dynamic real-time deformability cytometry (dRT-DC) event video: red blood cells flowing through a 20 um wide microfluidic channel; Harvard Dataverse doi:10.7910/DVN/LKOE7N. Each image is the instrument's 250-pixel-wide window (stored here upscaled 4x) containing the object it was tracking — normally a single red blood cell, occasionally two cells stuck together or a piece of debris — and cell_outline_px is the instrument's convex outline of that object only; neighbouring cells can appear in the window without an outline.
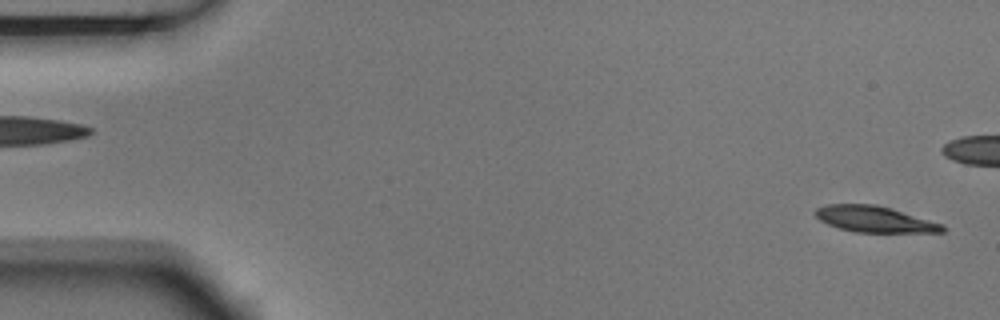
{"species": "Egyptian fruit bat (a non-hibernating species)", "species_latin": "Rousettus aegyptiacus", "temperature_condition": "room temperature", "stored_images_in_passage": 6, "segment_of_instrument_passage": [2, 2], "camera_frame_rate_fps": 3000, "um_per_image_px": 0.085, "animal": {"sex": "male"}, "frame": {"image": 1, "passage_image": 6, "time_ms": 1.667, "image_size_px": [1000, 320], "cell_outline_px": [[944, 232], [856, 232], [840, 228], [828, 224], [820, 220], [816, 216], [816, 208], [828, 204], [872, 204], [888, 208], [944, 224]], "centroid_in_image_um": [74.33, 18.63], "position_along_channel_um": 10.7, "area_um2": 18.9}}